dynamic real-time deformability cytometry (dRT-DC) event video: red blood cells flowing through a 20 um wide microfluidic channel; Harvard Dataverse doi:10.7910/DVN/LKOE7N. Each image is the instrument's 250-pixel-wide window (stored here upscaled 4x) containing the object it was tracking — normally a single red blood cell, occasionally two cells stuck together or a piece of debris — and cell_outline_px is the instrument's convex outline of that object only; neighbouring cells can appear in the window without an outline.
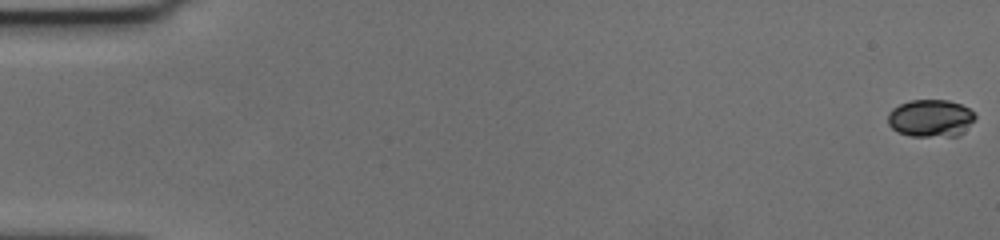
{"species": "human", "species_latin": "Homo sapiens", "temperature_condition": "cold", "stored_images_in_passage": 59, "camera_frame_rate_fps": 3000, "um_per_image_px": 0.085, "donor": {"sex": "female"}, "frame": {"image": 1, "passage_image": 1, "time_ms": 0.0, "image_size_px": [1000, 240], "cell_outline_px": [[976, 116], [964, 132], [960, 136], [912, 136], [896, 132], [888, 124], [888, 112], [892, 108], [900, 104], [912, 100], [948, 100], [960, 104], [968, 108]], "centroid_in_image_um": [79.08, 10.05], "position_along_channel_um": 5.9, "area_um2": 19.07}}
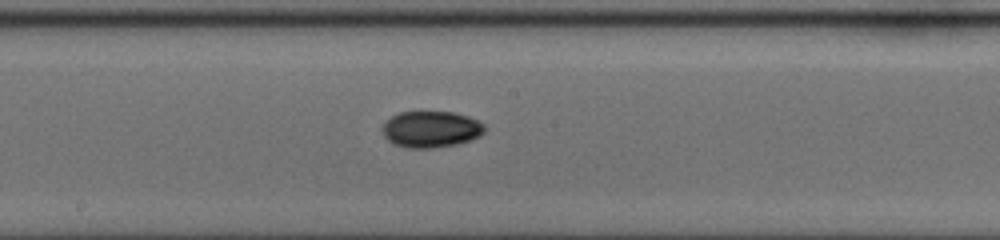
{"frame": {"image": 2, "passage_image": 33, "time_ms": 10.667, "image_size_px": [1000, 240], "cell_outline_px": [[484, 132], [480, 136], [472, 140], [456, 144], [432, 148], [408, 148], [392, 144], [380, 132], [380, 128], [392, 116], [400, 112], [452, 112], [468, 116], [484, 124]], "centroid_in_image_um": [36.61, 11.0], "position_along_channel_um": 211.6, "area_um2": 21.79}}
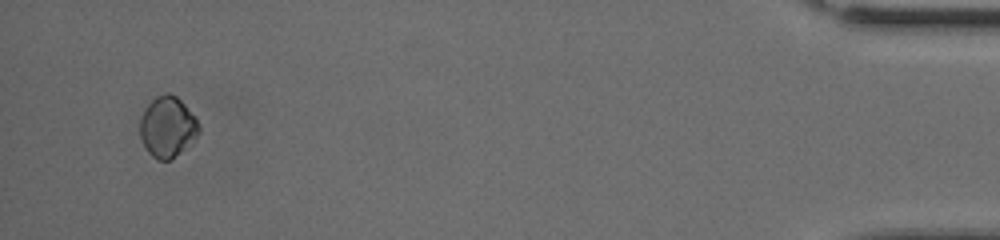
{"frame": {"image": 3, "passage_image": 57, "time_ms": 18.667, "image_size_px": [1000, 240], "cell_outline_px": [[200, 132], [172, 160], [156, 160], [148, 152], [140, 136], [140, 120], [148, 104], [156, 96], [168, 92], [176, 96], [184, 104], [200, 124]], "centroid_in_image_um": [14.23, 10.79], "position_along_channel_um": 421.0, "area_um2": 20.58}, "authors_computed_cell_mechanics": {"area_um2": 20.5768, "velocity_mm_per_s": 3.5948, "shape_relaxation_time_tau1_ms": 6.5188, "shape_relaxation_time_tau2_ms": null, "deformation_change_tau1": 0.1154, "deformation_change_tau2": null}}